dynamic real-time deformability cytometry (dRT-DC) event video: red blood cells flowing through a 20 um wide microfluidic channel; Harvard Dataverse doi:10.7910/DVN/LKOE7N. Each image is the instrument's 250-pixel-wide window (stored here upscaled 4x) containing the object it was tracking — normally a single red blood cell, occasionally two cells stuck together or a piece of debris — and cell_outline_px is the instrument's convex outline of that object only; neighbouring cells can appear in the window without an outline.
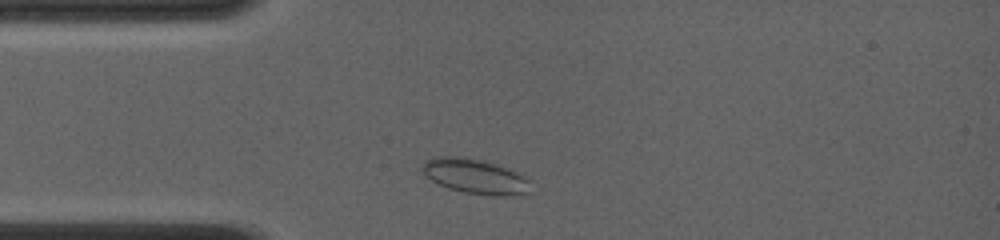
{"species": "common noctule bat (a hibernating species)", "species_latin": "Nyctalus noctula", "temperature_condition": "room temperature", "stored_images_in_passage": 44, "camera_frame_rate_fps": 4000, "um_per_image_px": 0.085, "animal": {"sex": "female", "body_mass_g": 19.0, "forearm_length_mm": 56.7}, "frame": {"image": 1, "passage_image": 4, "time_ms": 0.75, "image_size_px": [1000, 240], "cell_outline_px": [[532, 192], [512, 196], [488, 196], [464, 192], [448, 188], [432, 180], [420, 168], [428, 160], [436, 156], [460, 156], [480, 160], [528, 176], [532, 180]], "centroid_in_image_um": [40.48, 15.02], "position_along_channel_um": 44.5, "area_um2": 22.08}}
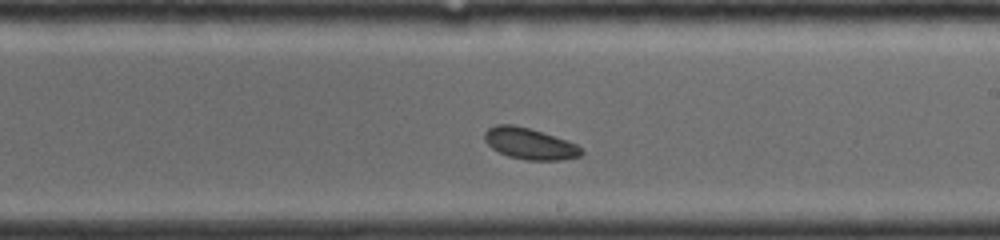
{"frame": {"image": 2, "passage_image": 26, "time_ms": 6.0, "image_size_px": [1000, 240], "cell_outline_px": [[584, 152], [580, 156], [560, 160], [524, 160], [508, 156], [492, 148], [484, 140], [484, 132], [488, 128], [496, 124], [512, 124], [528, 128], [568, 140], [576, 144]], "centroid_in_image_um": [45.01, 12.21], "position_along_channel_um": 244.0, "area_um2": 17.63}}
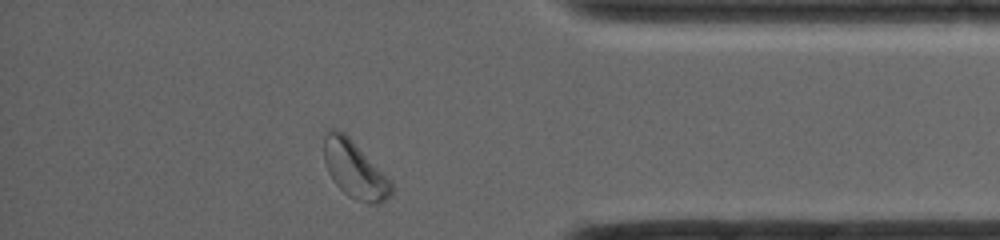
{"frame": {"image": 3, "passage_image": 44, "time_ms": 10.25, "image_size_px": [1000, 240], "cell_outline_px": [[392, 196], [380, 204], [368, 204], [356, 200], [348, 196], [332, 180], [328, 172], [324, 160], [324, 132], [328, 128], [336, 128], [344, 132], [392, 180]], "centroid_in_image_um": [30.15, 14.41], "position_along_channel_um": 405.0, "area_um2": 22.83}, "authors_computed_cell_mechanics": {"area_um2": 18.207, "velocity_mm_per_s": 4.041, "shape_relaxation_time_tau1_ms": null, "shape_relaxation_time_tau2_ms": 3.9036, "deformation_change_tau1": null, "deformation_change_tau2": 0.0516}}